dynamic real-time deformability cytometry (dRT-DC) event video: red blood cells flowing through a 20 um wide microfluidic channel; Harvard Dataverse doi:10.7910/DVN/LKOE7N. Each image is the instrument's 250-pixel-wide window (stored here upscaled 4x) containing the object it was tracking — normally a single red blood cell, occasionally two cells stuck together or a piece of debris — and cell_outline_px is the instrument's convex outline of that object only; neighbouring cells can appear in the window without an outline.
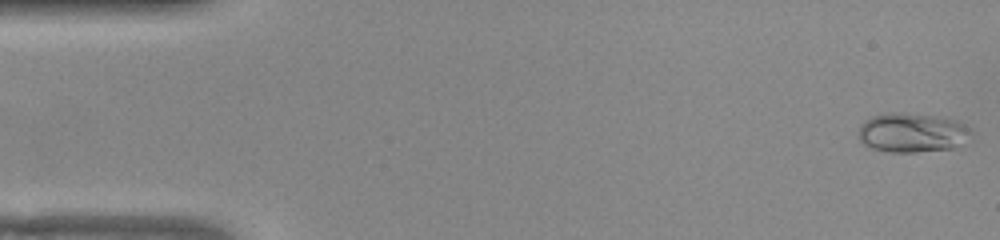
{"species": "common noctule bat (a hibernating species)", "species_latin": "Nyctalus noctula", "temperature_condition": "warm", "stored_images_in_passage": 50, "camera_frame_rate_fps": 3000, "um_per_image_px": 0.085, "animal": {"sex": "female", "body_mass_g": 22.0, "forearm_length_mm": 56.7}, "frame": {"image": 1, "passage_image": 1, "time_ms": 0.0, "image_size_px": [1000, 240], "cell_outline_px": [[972, 132], [952, 148], [916, 152], [888, 152], [872, 148], [864, 144], [856, 136], [864, 120], [872, 116], [884, 112], [904, 112], [944, 116], [956, 120], [972, 128]], "centroid_in_image_um": [77.48, 11.24], "position_along_channel_um": 7.5, "area_um2": 26.07}}
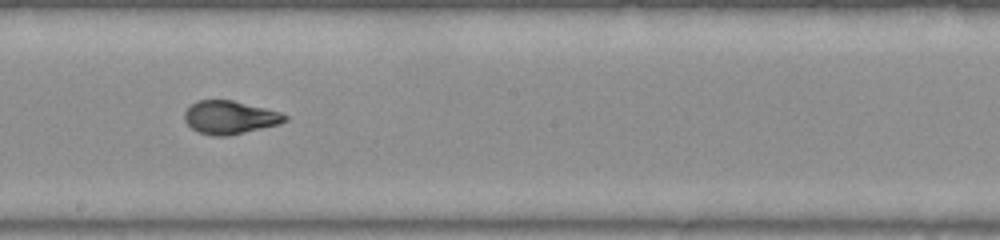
{"frame": {"image": 2, "passage_image": 28, "time_ms": 9.0, "image_size_px": [1000, 240], "cell_outline_px": [[288, 120], [280, 124], [228, 136], [212, 136], [200, 132], [192, 128], [184, 120], [184, 112], [192, 104], [200, 100], [232, 100], [280, 112], [288, 116]], "centroid_in_image_um": [19.55, 9.98], "position_along_channel_um": 228.7, "area_um2": 19.31}}
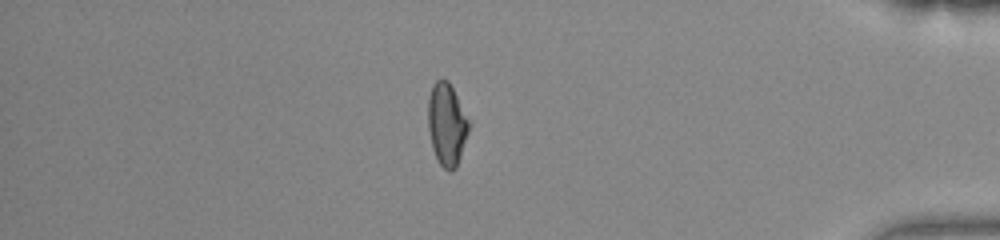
{"frame": {"image": 3, "passage_image": 44, "time_ms": 14.333, "image_size_px": [1000, 240], "cell_outline_px": [[468, 132], [456, 168], [452, 172], [448, 172], [440, 164], [432, 148], [428, 128], [428, 96], [432, 84], [436, 80], [448, 80], [468, 120]], "centroid_in_image_um": [37.94, 10.58], "position_along_channel_um": 397.3, "area_um2": 19.25}}